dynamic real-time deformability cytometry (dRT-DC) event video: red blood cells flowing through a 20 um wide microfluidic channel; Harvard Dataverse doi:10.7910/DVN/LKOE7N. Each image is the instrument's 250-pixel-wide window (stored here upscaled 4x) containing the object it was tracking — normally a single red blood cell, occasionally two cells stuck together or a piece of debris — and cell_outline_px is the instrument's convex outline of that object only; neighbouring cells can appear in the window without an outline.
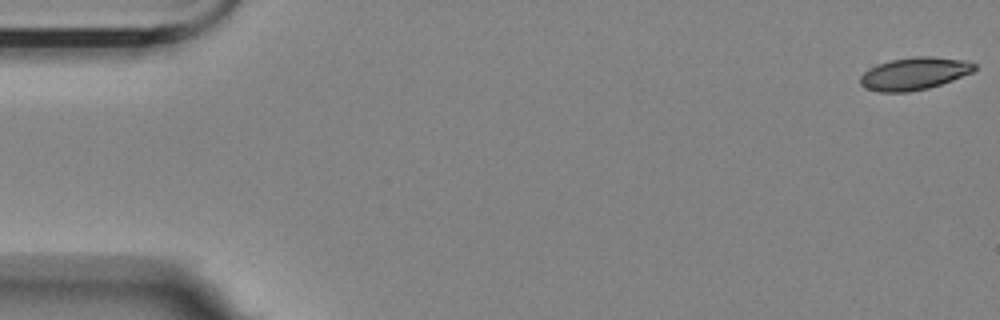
{"species": "Egyptian fruit bat (a non-hibernating species)", "species_latin": "Rousettus aegyptiacus", "temperature_condition": "room temperature", "stored_images_in_passage": 8, "camera_frame_rate_fps": 3000, "um_per_image_px": 0.085, "animal": {"sex": "female"}, "frame": {"image": 1, "passage_image": 1, "time_ms": 0.0, "image_size_px": [1000, 320], "cell_outline_px": [[976, 68], [972, 72], [952, 80], [928, 88], [908, 92], [880, 92], [868, 88], [860, 84], [860, 76], [868, 68], [876, 64], [892, 60], [916, 56], [932, 56], [964, 60], [976, 64]], "centroid_in_image_um": [77.7, 6.25], "position_along_channel_um": 7.3, "area_um2": 21.5}}